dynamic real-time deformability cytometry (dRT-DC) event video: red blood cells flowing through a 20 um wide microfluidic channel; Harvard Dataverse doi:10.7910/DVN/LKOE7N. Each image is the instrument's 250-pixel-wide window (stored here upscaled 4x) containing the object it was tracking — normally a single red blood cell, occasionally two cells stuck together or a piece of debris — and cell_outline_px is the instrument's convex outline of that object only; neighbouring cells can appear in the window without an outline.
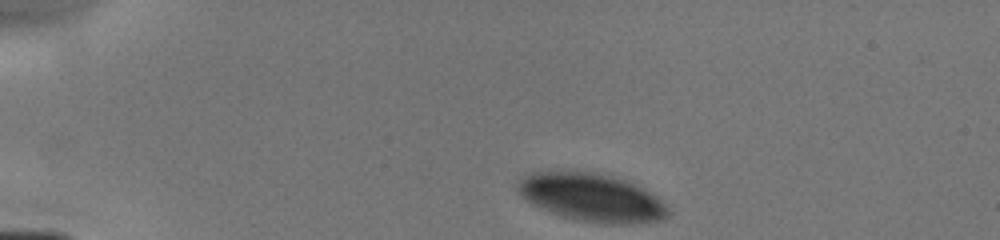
{"species": "human", "species_latin": "Homo sapiens", "temperature_condition": "cold", "stored_images_in_passage": 3, "camera_frame_rate_fps": 3000, "um_per_image_px": 0.085, "donor": {"sex": "male"}, "frame": {"image": 1, "passage_image": 1, "time_ms": 0.0, "image_size_px": [1000, 240], "cell_outline_px": [[672, 212], [668, 216], [660, 220], [628, 224], [604, 224], [580, 220], [564, 216], [552, 212], [532, 204], [516, 188], [516, 184], [520, 180], [532, 172], [596, 172], [612, 176], [636, 184], [652, 192]], "centroid_in_image_um": [50.36, 16.79], "position_along_channel_um": 34.6, "area_um2": 41.62}}